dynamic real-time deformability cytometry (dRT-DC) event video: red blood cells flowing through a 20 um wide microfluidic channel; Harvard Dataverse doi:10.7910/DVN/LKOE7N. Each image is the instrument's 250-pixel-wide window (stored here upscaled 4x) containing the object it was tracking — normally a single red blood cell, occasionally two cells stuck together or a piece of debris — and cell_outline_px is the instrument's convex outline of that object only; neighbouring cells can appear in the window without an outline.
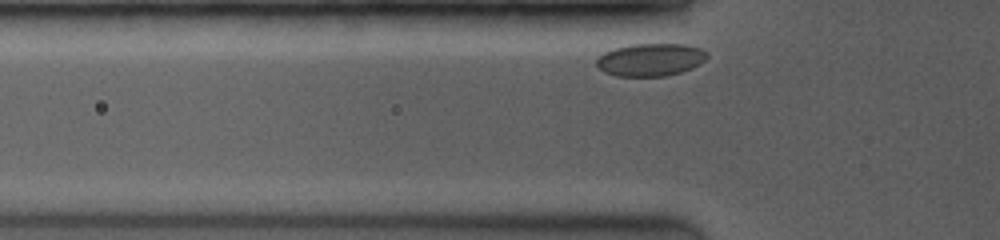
{"species": "common noctule bat (a hibernating species)", "species_latin": "Nyctalus noctula", "temperature_condition": "room temperature", "stored_images_in_passage": 41, "camera_frame_rate_fps": 3500, "um_per_image_px": 0.085, "animal": {"sex": "female", "body_mass_g": 19.0, "forearm_length_mm": 53.3}, "frame": {"image": 1, "passage_image": 3, "time_ms": 0.286, "image_size_px": [1000, 240], "cell_outline_px": [[708, 56], [700, 64], [692, 68], [680, 72], [664, 76], [616, 76], [604, 72], [596, 64], [596, 60], [604, 52], [612, 48], [632, 44], [684, 44], [700, 48], [708, 52]], "centroid_in_image_um": [55.29, 5.07], "position_along_channel_um": 70.5, "area_um2": 21.1}}
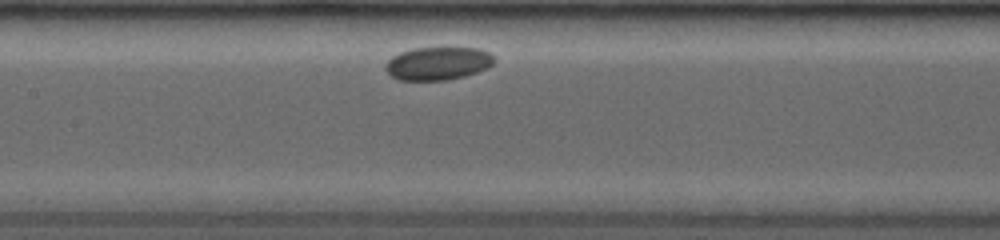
{"frame": {"image": 2, "passage_image": 17, "time_ms": 3.143, "image_size_px": [1000, 240], "cell_outline_px": [[496, 60], [488, 68], [464, 76], [448, 80], [400, 80], [392, 76], [384, 68], [384, 64], [392, 56], [400, 52], [412, 48], [444, 44], [480, 48], [496, 56]], "centroid_in_image_um": [37.26, 5.32], "position_along_channel_um": 170.1, "area_um2": 22.08}}
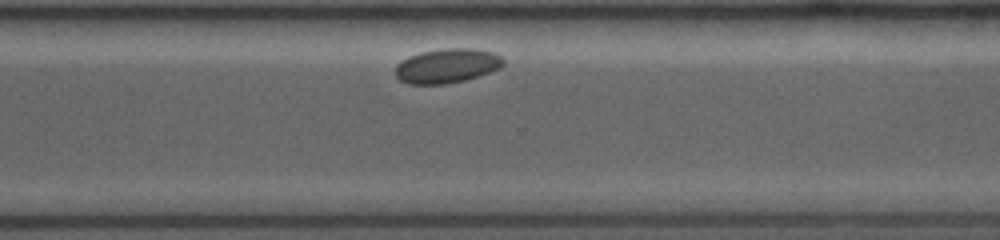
{"frame": {"image": 3, "passage_image": 38, "time_ms": 7.714, "image_size_px": [1000, 240], "cell_outline_px": [[504, 64], [500, 68], [464, 80], [444, 84], [408, 84], [400, 80], [396, 76], [396, 64], [400, 60], [408, 56], [420, 52], [444, 48], [472, 48], [496, 52], [504, 60]], "centroid_in_image_um": [37.98, 5.58], "position_along_channel_um": 332.6, "area_um2": 21.73}}